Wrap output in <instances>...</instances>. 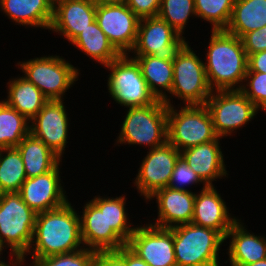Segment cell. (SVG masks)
Wrapping results in <instances>:
<instances>
[{
    "mask_svg": "<svg viewBox=\"0 0 266 266\" xmlns=\"http://www.w3.org/2000/svg\"><path fill=\"white\" fill-rule=\"evenodd\" d=\"M82 248L80 215L68 201L59 208L37 213L33 239L25 255L40 259Z\"/></svg>",
    "mask_w": 266,
    "mask_h": 266,
    "instance_id": "1",
    "label": "cell"
},
{
    "mask_svg": "<svg viewBox=\"0 0 266 266\" xmlns=\"http://www.w3.org/2000/svg\"><path fill=\"white\" fill-rule=\"evenodd\" d=\"M211 33L204 63L210 88L213 91L241 89L248 70V57L241 38L225 30Z\"/></svg>",
    "mask_w": 266,
    "mask_h": 266,
    "instance_id": "2",
    "label": "cell"
},
{
    "mask_svg": "<svg viewBox=\"0 0 266 266\" xmlns=\"http://www.w3.org/2000/svg\"><path fill=\"white\" fill-rule=\"evenodd\" d=\"M177 266H219L225 238L216 230L193 223L170 228Z\"/></svg>",
    "mask_w": 266,
    "mask_h": 266,
    "instance_id": "3",
    "label": "cell"
},
{
    "mask_svg": "<svg viewBox=\"0 0 266 266\" xmlns=\"http://www.w3.org/2000/svg\"><path fill=\"white\" fill-rule=\"evenodd\" d=\"M167 111V104L159 99L151 105L130 107L116 142L148 145L149 150L165 144L168 141Z\"/></svg>",
    "mask_w": 266,
    "mask_h": 266,
    "instance_id": "4",
    "label": "cell"
},
{
    "mask_svg": "<svg viewBox=\"0 0 266 266\" xmlns=\"http://www.w3.org/2000/svg\"><path fill=\"white\" fill-rule=\"evenodd\" d=\"M168 106V142L178 151L217 139L212 118L205 105H185L180 110Z\"/></svg>",
    "mask_w": 266,
    "mask_h": 266,
    "instance_id": "5",
    "label": "cell"
},
{
    "mask_svg": "<svg viewBox=\"0 0 266 266\" xmlns=\"http://www.w3.org/2000/svg\"><path fill=\"white\" fill-rule=\"evenodd\" d=\"M37 213L18 192L0 194V240L12 253L26 257L33 239Z\"/></svg>",
    "mask_w": 266,
    "mask_h": 266,
    "instance_id": "6",
    "label": "cell"
},
{
    "mask_svg": "<svg viewBox=\"0 0 266 266\" xmlns=\"http://www.w3.org/2000/svg\"><path fill=\"white\" fill-rule=\"evenodd\" d=\"M129 56L121 54L105 65L111 71L107 80L111 97L126 108L154 104L158 99L150 91L137 61Z\"/></svg>",
    "mask_w": 266,
    "mask_h": 266,
    "instance_id": "7",
    "label": "cell"
},
{
    "mask_svg": "<svg viewBox=\"0 0 266 266\" xmlns=\"http://www.w3.org/2000/svg\"><path fill=\"white\" fill-rule=\"evenodd\" d=\"M24 78L48 100H63L65 92L78 80L79 69L62 56H43L17 63Z\"/></svg>",
    "mask_w": 266,
    "mask_h": 266,
    "instance_id": "8",
    "label": "cell"
},
{
    "mask_svg": "<svg viewBox=\"0 0 266 266\" xmlns=\"http://www.w3.org/2000/svg\"><path fill=\"white\" fill-rule=\"evenodd\" d=\"M204 61L187 43L173 60V83L169 94L185 105H205L212 94Z\"/></svg>",
    "mask_w": 266,
    "mask_h": 266,
    "instance_id": "9",
    "label": "cell"
},
{
    "mask_svg": "<svg viewBox=\"0 0 266 266\" xmlns=\"http://www.w3.org/2000/svg\"><path fill=\"white\" fill-rule=\"evenodd\" d=\"M216 134L223 138L254 119L258 108L240 89L214 90L205 103Z\"/></svg>",
    "mask_w": 266,
    "mask_h": 266,
    "instance_id": "10",
    "label": "cell"
},
{
    "mask_svg": "<svg viewBox=\"0 0 266 266\" xmlns=\"http://www.w3.org/2000/svg\"><path fill=\"white\" fill-rule=\"evenodd\" d=\"M187 43L165 20L148 17L140 19L136 43L130 52L173 61Z\"/></svg>",
    "mask_w": 266,
    "mask_h": 266,
    "instance_id": "11",
    "label": "cell"
},
{
    "mask_svg": "<svg viewBox=\"0 0 266 266\" xmlns=\"http://www.w3.org/2000/svg\"><path fill=\"white\" fill-rule=\"evenodd\" d=\"M147 153L133 183L140 196L143 195L148 201L156 191L168 187L180 151L167 141Z\"/></svg>",
    "mask_w": 266,
    "mask_h": 266,
    "instance_id": "12",
    "label": "cell"
},
{
    "mask_svg": "<svg viewBox=\"0 0 266 266\" xmlns=\"http://www.w3.org/2000/svg\"><path fill=\"white\" fill-rule=\"evenodd\" d=\"M80 216L81 238L85 247L98 251L118 250L127 243L107 226L106 197L95 196L86 202Z\"/></svg>",
    "mask_w": 266,
    "mask_h": 266,
    "instance_id": "13",
    "label": "cell"
},
{
    "mask_svg": "<svg viewBox=\"0 0 266 266\" xmlns=\"http://www.w3.org/2000/svg\"><path fill=\"white\" fill-rule=\"evenodd\" d=\"M95 20L121 54H130L140 19L126 4L96 5Z\"/></svg>",
    "mask_w": 266,
    "mask_h": 266,
    "instance_id": "14",
    "label": "cell"
},
{
    "mask_svg": "<svg viewBox=\"0 0 266 266\" xmlns=\"http://www.w3.org/2000/svg\"><path fill=\"white\" fill-rule=\"evenodd\" d=\"M127 246L150 266H177L170 228L136 226Z\"/></svg>",
    "mask_w": 266,
    "mask_h": 266,
    "instance_id": "15",
    "label": "cell"
},
{
    "mask_svg": "<svg viewBox=\"0 0 266 266\" xmlns=\"http://www.w3.org/2000/svg\"><path fill=\"white\" fill-rule=\"evenodd\" d=\"M64 100H49L30 121V133L45 143L60 159L68 143V116Z\"/></svg>",
    "mask_w": 266,
    "mask_h": 266,
    "instance_id": "16",
    "label": "cell"
},
{
    "mask_svg": "<svg viewBox=\"0 0 266 266\" xmlns=\"http://www.w3.org/2000/svg\"><path fill=\"white\" fill-rule=\"evenodd\" d=\"M59 165L60 162L47 173L26 178L18 192L36 213L59 208L69 201L60 183Z\"/></svg>",
    "mask_w": 266,
    "mask_h": 266,
    "instance_id": "17",
    "label": "cell"
},
{
    "mask_svg": "<svg viewBox=\"0 0 266 266\" xmlns=\"http://www.w3.org/2000/svg\"><path fill=\"white\" fill-rule=\"evenodd\" d=\"M226 202L213 186H207L196 193L191 223L218 231L224 238L239 220L230 216ZM233 217V218H232Z\"/></svg>",
    "mask_w": 266,
    "mask_h": 266,
    "instance_id": "18",
    "label": "cell"
},
{
    "mask_svg": "<svg viewBox=\"0 0 266 266\" xmlns=\"http://www.w3.org/2000/svg\"><path fill=\"white\" fill-rule=\"evenodd\" d=\"M96 3L93 0H64L53 8V20L49 30L58 32L72 42L96 19Z\"/></svg>",
    "mask_w": 266,
    "mask_h": 266,
    "instance_id": "19",
    "label": "cell"
},
{
    "mask_svg": "<svg viewBox=\"0 0 266 266\" xmlns=\"http://www.w3.org/2000/svg\"><path fill=\"white\" fill-rule=\"evenodd\" d=\"M196 194L190 191L175 190L165 187L149 197L156 198L158 219L150 223L157 227L173 228L191 223Z\"/></svg>",
    "mask_w": 266,
    "mask_h": 266,
    "instance_id": "20",
    "label": "cell"
},
{
    "mask_svg": "<svg viewBox=\"0 0 266 266\" xmlns=\"http://www.w3.org/2000/svg\"><path fill=\"white\" fill-rule=\"evenodd\" d=\"M217 139L190 147L180 152L190 168L200 177L207 185L213 186V181L222 178L227 174L224 157L220 149L219 140Z\"/></svg>",
    "mask_w": 266,
    "mask_h": 266,
    "instance_id": "21",
    "label": "cell"
},
{
    "mask_svg": "<svg viewBox=\"0 0 266 266\" xmlns=\"http://www.w3.org/2000/svg\"><path fill=\"white\" fill-rule=\"evenodd\" d=\"M238 220L225 236L231 238L228 255L231 266H242L266 258V237L249 233Z\"/></svg>",
    "mask_w": 266,
    "mask_h": 266,
    "instance_id": "22",
    "label": "cell"
},
{
    "mask_svg": "<svg viewBox=\"0 0 266 266\" xmlns=\"http://www.w3.org/2000/svg\"><path fill=\"white\" fill-rule=\"evenodd\" d=\"M0 8L16 24L50 29L53 7L47 0H0Z\"/></svg>",
    "mask_w": 266,
    "mask_h": 266,
    "instance_id": "23",
    "label": "cell"
},
{
    "mask_svg": "<svg viewBox=\"0 0 266 266\" xmlns=\"http://www.w3.org/2000/svg\"><path fill=\"white\" fill-rule=\"evenodd\" d=\"M133 58L140 66L142 76L155 97L163 100L167 106L173 105L165 94L166 91L170 93L172 89L173 61L162 60L152 55H134Z\"/></svg>",
    "mask_w": 266,
    "mask_h": 266,
    "instance_id": "24",
    "label": "cell"
},
{
    "mask_svg": "<svg viewBox=\"0 0 266 266\" xmlns=\"http://www.w3.org/2000/svg\"><path fill=\"white\" fill-rule=\"evenodd\" d=\"M7 99L3 101L31 121L49 101L43 93L26 78L17 77L8 83Z\"/></svg>",
    "mask_w": 266,
    "mask_h": 266,
    "instance_id": "25",
    "label": "cell"
},
{
    "mask_svg": "<svg viewBox=\"0 0 266 266\" xmlns=\"http://www.w3.org/2000/svg\"><path fill=\"white\" fill-rule=\"evenodd\" d=\"M16 148L21 154L27 178L47 173L62 162L45 143L31 133L26 135Z\"/></svg>",
    "mask_w": 266,
    "mask_h": 266,
    "instance_id": "26",
    "label": "cell"
},
{
    "mask_svg": "<svg viewBox=\"0 0 266 266\" xmlns=\"http://www.w3.org/2000/svg\"><path fill=\"white\" fill-rule=\"evenodd\" d=\"M266 26V0H235L225 31L241 38Z\"/></svg>",
    "mask_w": 266,
    "mask_h": 266,
    "instance_id": "27",
    "label": "cell"
},
{
    "mask_svg": "<svg viewBox=\"0 0 266 266\" xmlns=\"http://www.w3.org/2000/svg\"><path fill=\"white\" fill-rule=\"evenodd\" d=\"M71 44H74L79 50L103 66L121 55L101 30L96 20L85 30H82Z\"/></svg>",
    "mask_w": 266,
    "mask_h": 266,
    "instance_id": "28",
    "label": "cell"
},
{
    "mask_svg": "<svg viewBox=\"0 0 266 266\" xmlns=\"http://www.w3.org/2000/svg\"><path fill=\"white\" fill-rule=\"evenodd\" d=\"M30 121L17 110L0 101V149L17 147L30 133Z\"/></svg>",
    "mask_w": 266,
    "mask_h": 266,
    "instance_id": "29",
    "label": "cell"
},
{
    "mask_svg": "<svg viewBox=\"0 0 266 266\" xmlns=\"http://www.w3.org/2000/svg\"><path fill=\"white\" fill-rule=\"evenodd\" d=\"M5 153V154H4ZM27 176L16 147L0 149V194L19 192Z\"/></svg>",
    "mask_w": 266,
    "mask_h": 266,
    "instance_id": "30",
    "label": "cell"
},
{
    "mask_svg": "<svg viewBox=\"0 0 266 266\" xmlns=\"http://www.w3.org/2000/svg\"><path fill=\"white\" fill-rule=\"evenodd\" d=\"M197 17L213 25L211 30H225L229 24L235 0H194Z\"/></svg>",
    "mask_w": 266,
    "mask_h": 266,
    "instance_id": "31",
    "label": "cell"
},
{
    "mask_svg": "<svg viewBox=\"0 0 266 266\" xmlns=\"http://www.w3.org/2000/svg\"><path fill=\"white\" fill-rule=\"evenodd\" d=\"M190 15L197 17L194 0H161L157 16L183 36Z\"/></svg>",
    "mask_w": 266,
    "mask_h": 266,
    "instance_id": "32",
    "label": "cell"
},
{
    "mask_svg": "<svg viewBox=\"0 0 266 266\" xmlns=\"http://www.w3.org/2000/svg\"><path fill=\"white\" fill-rule=\"evenodd\" d=\"M126 197L124 195L116 198H106L107 226L112 229L127 243L136 227H132L126 213ZM131 226V227H130Z\"/></svg>",
    "mask_w": 266,
    "mask_h": 266,
    "instance_id": "33",
    "label": "cell"
},
{
    "mask_svg": "<svg viewBox=\"0 0 266 266\" xmlns=\"http://www.w3.org/2000/svg\"><path fill=\"white\" fill-rule=\"evenodd\" d=\"M96 251L82 248L74 252L33 259L32 266H90L95 259Z\"/></svg>",
    "mask_w": 266,
    "mask_h": 266,
    "instance_id": "34",
    "label": "cell"
},
{
    "mask_svg": "<svg viewBox=\"0 0 266 266\" xmlns=\"http://www.w3.org/2000/svg\"><path fill=\"white\" fill-rule=\"evenodd\" d=\"M244 82L246 85L240 90L259 110L266 112V73L247 72Z\"/></svg>",
    "mask_w": 266,
    "mask_h": 266,
    "instance_id": "35",
    "label": "cell"
},
{
    "mask_svg": "<svg viewBox=\"0 0 266 266\" xmlns=\"http://www.w3.org/2000/svg\"><path fill=\"white\" fill-rule=\"evenodd\" d=\"M200 183H203L204 187H207V185L200 179L194 170L189 167L185 159L180 155L175 163L168 187L175 190L190 191L184 186Z\"/></svg>",
    "mask_w": 266,
    "mask_h": 266,
    "instance_id": "36",
    "label": "cell"
},
{
    "mask_svg": "<svg viewBox=\"0 0 266 266\" xmlns=\"http://www.w3.org/2000/svg\"><path fill=\"white\" fill-rule=\"evenodd\" d=\"M247 57L251 54L266 50V26L250 31L241 37Z\"/></svg>",
    "mask_w": 266,
    "mask_h": 266,
    "instance_id": "37",
    "label": "cell"
},
{
    "mask_svg": "<svg viewBox=\"0 0 266 266\" xmlns=\"http://www.w3.org/2000/svg\"><path fill=\"white\" fill-rule=\"evenodd\" d=\"M160 4L161 0H127L126 3L139 19L157 16Z\"/></svg>",
    "mask_w": 266,
    "mask_h": 266,
    "instance_id": "38",
    "label": "cell"
},
{
    "mask_svg": "<svg viewBox=\"0 0 266 266\" xmlns=\"http://www.w3.org/2000/svg\"><path fill=\"white\" fill-rule=\"evenodd\" d=\"M94 262L98 266H126L124 261V246L118 250L98 251Z\"/></svg>",
    "mask_w": 266,
    "mask_h": 266,
    "instance_id": "39",
    "label": "cell"
},
{
    "mask_svg": "<svg viewBox=\"0 0 266 266\" xmlns=\"http://www.w3.org/2000/svg\"><path fill=\"white\" fill-rule=\"evenodd\" d=\"M247 72L266 73V50L248 56Z\"/></svg>",
    "mask_w": 266,
    "mask_h": 266,
    "instance_id": "40",
    "label": "cell"
},
{
    "mask_svg": "<svg viewBox=\"0 0 266 266\" xmlns=\"http://www.w3.org/2000/svg\"><path fill=\"white\" fill-rule=\"evenodd\" d=\"M124 261L126 266H150L137 254H135L127 245L124 246Z\"/></svg>",
    "mask_w": 266,
    "mask_h": 266,
    "instance_id": "41",
    "label": "cell"
},
{
    "mask_svg": "<svg viewBox=\"0 0 266 266\" xmlns=\"http://www.w3.org/2000/svg\"><path fill=\"white\" fill-rule=\"evenodd\" d=\"M12 256L15 257V258L12 259L10 263H8L7 261L5 263V261H3V262H0V266H12V265L13 266H18V265L21 266V264L23 265L24 261H26L25 260L26 258H24L23 256L16 255V254H12Z\"/></svg>",
    "mask_w": 266,
    "mask_h": 266,
    "instance_id": "42",
    "label": "cell"
},
{
    "mask_svg": "<svg viewBox=\"0 0 266 266\" xmlns=\"http://www.w3.org/2000/svg\"><path fill=\"white\" fill-rule=\"evenodd\" d=\"M97 5L126 4L127 0H93Z\"/></svg>",
    "mask_w": 266,
    "mask_h": 266,
    "instance_id": "43",
    "label": "cell"
},
{
    "mask_svg": "<svg viewBox=\"0 0 266 266\" xmlns=\"http://www.w3.org/2000/svg\"><path fill=\"white\" fill-rule=\"evenodd\" d=\"M242 266H266V258L259 260L255 263L247 264V265H242Z\"/></svg>",
    "mask_w": 266,
    "mask_h": 266,
    "instance_id": "44",
    "label": "cell"
},
{
    "mask_svg": "<svg viewBox=\"0 0 266 266\" xmlns=\"http://www.w3.org/2000/svg\"><path fill=\"white\" fill-rule=\"evenodd\" d=\"M50 5L54 8L58 3L64 1V0H47Z\"/></svg>",
    "mask_w": 266,
    "mask_h": 266,
    "instance_id": "45",
    "label": "cell"
},
{
    "mask_svg": "<svg viewBox=\"0 0 266 266\" xmlns=\"http://www.w3.org/2000/svg\"><path fill=\"white\" fill-rule=\"evenodd\" d=\"M4 247H6L3 243H2V241L0 240V255L2 254L3 255V253H1L3 250H4ZM0 262H3V260L2 261H0Z\"/></svg>",
    "mask_w": 266,
    "mask_h": 266,
    "instance_id": "46",
    "label": "cell"
},
{
    "mask_svg": "<svg viewBox=\"0 0 266 266\" xmlns=\"http://www.w3.org/2000/svg\"><path fill=\"white\" fill-rule=\"evenodd\" d=\"M90 266H98L95 262H93Z\"/></svg>",
    "mask_w": 266,
    "mask_h": 266,
    "instance_id": "47",
    "label": "cell"
}]
</instances>
